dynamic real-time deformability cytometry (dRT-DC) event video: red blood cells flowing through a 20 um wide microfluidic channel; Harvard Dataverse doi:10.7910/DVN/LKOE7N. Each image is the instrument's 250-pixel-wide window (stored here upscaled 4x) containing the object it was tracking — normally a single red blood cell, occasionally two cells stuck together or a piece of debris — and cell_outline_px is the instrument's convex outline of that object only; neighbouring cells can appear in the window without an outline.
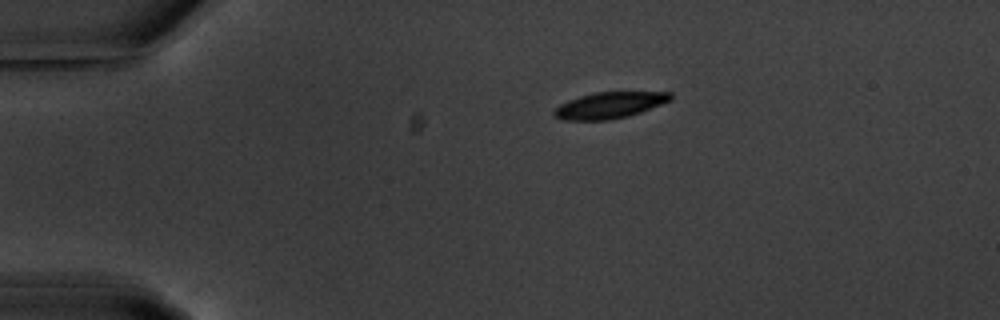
{"species": "common noctule bat (a hibernating species)", "species_latin": "Nyctalus noctula", "temperature_condition": "warm", "stored_images_in_passage": 5, "camera_frame_rate_fps": 3000, "um_per_image_px": 0.085, "animal": {"sex": "male", "body_mass_g": 20.1, "forearm_length_mm": 53.5}, "frame": {"image": 1, "passage_image": 5, "time_ms": 5.667, "image_size_px": [1000, 320], "cell_outline_px": [[672, 100], [640, 112], [628, 116], [608, 120], [564, 120], [556, 116], [552, 112], [560, 104], [568, 100], [580, 96], [596, 92], [672, 92]], "centroid_in_image_um": [51.82, 8.94], "position_along_channel_um": 33.2, "area_um2": 17.69}}